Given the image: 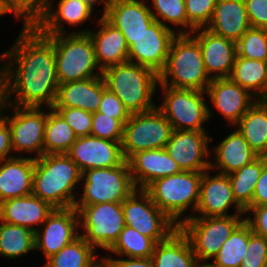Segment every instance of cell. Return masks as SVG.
Wrapping results in <instances>:
<instances>
[{"instance_id":"7402d4cb","label":"cell","mask_w":267,"mask_h":267,"mask_svg":"<svg viewBox=\"0 0 267 267\" xmlns=\"http://www.w3.org/2000/svg\"><path fill=\"white\" fill-rule=\"evenodd\" d=\"M104 17L122 32L128 46L155 21L146 0H110Z\"/></svg>"},{"instance_id":"ac0fdd59","label":"cell","mask_w":267,"mask_h":267,"mask_svg":"<svg viewBox=\"0 0 267 267\" xmlns=\"http://www.w3.org/2000/svg\"><path fill=\"white\" fill-rule=\"evenodd\" d=\"M66 154L81 172L94 168L116 167L126 160L120 142L92 135L77 137Z\"/></svg>"},{"instance_id":"f5cc1de1","label":"cell","mask_w":267,"mask_h":267,"mask_svg":"<svg viewBox=\"0 0 267 267\" xmlns=\"http://www.w3.org/2000/svg\"><path fill=\"white\" fill-rule=\"evenodd\" d=\"M82 1L87 3L93 9L98 4L103 5V9H102L103 11H102V14H100V16H104L105 15V13H106V11L108 9L109 3H110V0H82Z\"/></svg>"},{"instance_id":"44dd1931","label":"cell","mask_w":267,"mask_h":267,"mask_svg":"<svg viewBox=\"0 0 267 267\" xmlns=\"http://www.w3.org/2000/svg\"><path fill=\"white\" fill-rule=\"evenodd\" d=\"M95 29H75L68 33H88L95 49L98 66L103 71L107 67L128 61L129 46L122 32L112 25L104 16L96 17Z\"/></svg>"},{"instance_id":"8fae6325","label":"cell","mask_w":267,"mask_h":267,"mask_svg":"<svg viewBox=\"0 0 267 267\" xmlns=\"http://www.w3.org/2000/svg\"><path fill=\"white\" fill-rule=\"evenodd\" d=\"M79 214L80 235L96 250L107 252L126 226L122 202L74 206ZM82 232V233H81Z\"/></svg>"},{"instance_id":"c3c4849f","label":"cell","mask_w":267,"mask_h":267,"mask_svg":"<svg viewBox=\"0 0 267 267\" xmlns=\"http://www.w3.org/2000/svg\"><path fill=\"white\" fill-rule=\"evenodd\" d=\"M251 27L267 29V0H244Z\"/></svg>"},{"instance_id":"f35d334b","label":"cell","mask_w":267,"mask_h":267,"mask_svg":"<svg viewBox=\"0 0 267 267\" xmlns=\"http://www.w3.org/2000/svg\"><path fill=\"white\" fill-rule=\"evenodd\" d=\"M155 21L177 34H191L195 29L187 20L185 0H146ZM169 24V25H168ZM170 25L177 27L175 30Z\"/></svg>"},{"instance_id":"816d5d0a","label":"cell","mask_w":267,"mask_h":267,"mask_svg":"<svg viewBox=\"0 0 267 267\" xmlns=\"http://www.w3.org/2000/svg\"><path fill=\"white\" fill-rule=\"evenodd\" d=\"M260 205H267V162L263 165L253 193L252 203L249 206Z\"/></svg>"},{"instance_id":"603a6c76","label":"cell","mask_w":267,"mask_h":267,"mask_svg":"<svg viewBox=\"0 0 267 267\" xmlns=\"http://www.w3.org/2000/svg\"><path fill=\"white\" fill-rule=\"evenodd\" d=\"M55 1L49 0L46 14L35 26L45 36L65 34L68 30L64 24L74 29L92 19L95 9L82 0H59L56 6Z\"/></svg>"},{"instance_id":"5b68a950","label":"cell","mask_w":267,"mask_h":267,"mask_svg":"<svg viewBox=\"0 0 267 267\" xmlns=\"http://www.w3.org/2000/svg\"><path fill=\"white\" fill-rule=\"evenodd\" d=\"M202 175L203 172L181 171L154 180L144 190L157 207L179 226L196 212ZM190 209L192 215H184Z\"/></svg>"},{"instance_id":"7a4b0ae2","label":"cell","mask_w":267,"mask_h":267,"mask_svg":"<svg viewBox=\"0 0 267 267\" xmlns=\"http://www.w3.org/2000/svg\"><path fill=\"white\" fill-rule=\"evenodd\" d=\"M81 176L82 172L67 154H44L35 158L32 194L54 208L74 207Z\"/></svg>"},{"instance_id":"d4e9b609","label":"cell","mask_w":267,"mask_h":267,"mask_svg":"<svg viewBox=\"0 0 267 267\" xmlns=\"http://www.w3.org/2000/svg\"><path fill=\"white\" fill-rule=\"evenodd\" d=\"M106 88L102 76L59 84L52 108L74 107L95 113Z\"/></svg>"},{"instance_id":"f907efd6","label":"cell","mask_w":267,"mask_h":267,"mask_svg":"<svg viewBox=\"0 0 267 267\" xmlns=\"http://www.w3.org/2000/svg\"><path fill=\"white\" fill-rule=\"evenodd\" d=\"M13 157L11 131L8 122L0 115V161Z\"/></svg>"},{"instance_id":"9c48e42d","label":"cell","mask_w":267,"mask_h":267,"mask_svg":"<svg viewBox=\"0 0 267 267\" xmlns=\"http://www.w3.org/2000/svg\"><path fill=\"white\" fill-rule=\"evenodd\" d=\"M81 183L82 194L74 206L122 202L136 189L127 160L116 167L84 170Z\"/></svg>"},{"instance_id":"e575fe53","label":"cell","mask_w":267,"mask_h":267,"mask_svg":"<svg viewBox=\"0 0 267 267\" xmlns=\"http://www.w3.org/2000/svg\"><path fill=\"white\" fill-rule=\"evenodd\" d=\"M266 162L267 157L258 156L251 163L228 174L234 199L244 210L252 203L256 183Z\"/></svg>"},{"instance_id":"b9f144b4","label":"cell","mask_w":267,"mask_h":267,"mask_svg":"<svg viewBox=\"0 0 267 267\" xmlns=\"http://www.w3.org/2000/svg\"><path fill=\"white\" fill-rule=\"evenodd\" d=\"M124 124L98 111L92 113V129L90 135L111 141L122 142Z\"/></svg>"},{"instance_id":"9a60e30c","label":"cell","mask_w":267,"mask_h":267,"mask_svg":"<svg viewBox=\"0 0 267 267\" xmlns=\"http://www.w3.org/2000/svg\"><path fill=\"white\" fill-rule=\"evenodd\" d=\"M212 141L207 131L173 130L165 149L181 171L204 172L210 169Z\"/></svg>"},{"instance_id":"f546056e","label":"cell","mask_w":267,"mask_h":267,"mask_svg":"<svg viewBox=\"0 0 267 267\" xmlns=\"http://www.w3.org/2000/svg\"><path fill=\"white\" fill-rule=\"evenodd\" d=\"M155 267H199L188 238L178 228L158 242L151 257Z\"/></svg>"},{"instance_id":"ba28073f","label":"cell","mask_w":267,"mask_h":267,"mask_svg":"<svg viewBox=\"0 0 267 267\" xmlns=\"http://www.w3.org/2000/svg\"><path fill=\"white\" fill-rule=\"evenodd\" d=\"M244 220L243 215L189 217L178 228L188 238L198 263L208 265Z\"/></svg>"},{"instance_id":"4316f807","label":"cell","mask_w":267,"mask_h":267,"mask_svg":"<svg viewBox=\"0 0 267 267\" xmlns=\"http://www.w3.org/2000/svg\"><path fill=\"white\" fill-rule=\"evenodd\" d=\"M234 131L228 133L223 140L212 147L210 154L214 159L210 169L222 174H230L244 165L251 163L258 155L251 149L242 134L233 126Z\"/></svg>"},{"instance_id":"f6af8a7d","label":"cell","mask_w":267,"mask_h":267,"mask_svg":"<svg viewBox=\"0 0 267 267\" xmlns=\"http://www.w3.org/2000/svg\"><path fill=\"white\" fill-rule=\"evenodd\" d=\"M240 267H267V239L252 233Z\"/></svg>"},{"instance_id":"8d00e7d4","label":"cell","mask_w":267,"mask_h":267,"mask_svg":"<svg viewBox=\"0 0 267 267\" xmlns=\"http://www.w3.org/2000/svg\"><path fill=\"white\" fill-rule=\"evenodd\" d=\"M250 225L244 220L223 243L218 254L208 267H240L252 234Z\"/></svg>"},{"instance_id":"1f68e13d","label":"cell","mask_w":267,"mask_h":267,"mask_svg":"<svg viewBox=\"0 0 267 267\" xmlns=\"http://www.w3.org/2000/svg\"><path fill=\"white\" fill-rule=\"evenodd\" d=\"M229 78L245 88L257 100H267L266 62L236 56Z\"/></svg>"},{"instance_id":"60d3db41","label":"cell","mask_w":267,"mask_h":267,"mask_svg":"<svg viewBox=\"0 0 267 267\" xmlns=\"http://www.w3.org/2000/svg\"><path fill=\"white\" fill-rule=\"evenodd\" d=\"M237 43V56L267 61V29L249 28Z\"/></svg>"},{"instance_id":"d6986e66","label":"cell","mask_w":267,"mask_h":267,"mask_svg":"<svg viewBox=\"0 0 267 267\" xmlns=\"http://www.w3.org/2000/svg\"><path fill=\"white\" fill-rule=\"evenodd\" d=\"M191 35L200 45L204 67L210 79L229 78L237 56V43L213 34L206 28L196 29Z\"/></svg>"},{"instance_id":"3957f363","label":"cell","mask_w":267,"mask_h":267,"mask_svg":"<svg viewBox=\"0 0 267 267\" xmlns=\"http://www.w3.org/2000/svg\"><path fill=\"white\" fill-rule=\"evenodd\" d=\"M106 87L122 101L130 114L144 113L156 108L154 96L159 83L152 69L126 61L102 71Z\"/></svg>"},{"instance_id":"277c9868","label":"cell","mask_w":267,"mask_h":267,"mask_svg":"<svg viewBox=\"0 0 267 267\" xmlns=\"http://www.w3.org/2000/svg\"><path fill=\"white\" fill-rule=\"evenodd\" d=\"M159 83L175 89L205 91L211 83L198 41L191 34H177L170 45Z\"/></svg>"},{"instance_id":"83f0119b","label":"cell","mask_w":267,"mask_h":267,"mask_svg":"<svg viewBox=\"0 0 267 267\" xmlns=\"http://www.w3.org/2000/svg\"><path fill=\"white\" fill-rule=\"evenodd\" d=\"M35 159L15 156L0 161V203L32 194Z\"/></svg>"},{"instance_id":"6da1fadb","label":"cell","mask_w":267,"mask_h":267,"mask_svg":"<svg viewBox=\"0 0 267 267\" xmlns=\"http://www.w3.org/2000/svg\"><path fill=\"white\" fill-rule=\"evenodd\" d=\"M21 28L13 45L0 54L2 102L52 108L59 86L54 45L35 27Z\"/></svg>"},{"instance_id":"2e32d148","label":"cell","mask_w":267,"mask_h":267,"mask_svg":"<svg viewBox=\"0 0 267 267\" xmlns=\"http://www.w3.org/2000/svg\"><path fill=\"white\" fill-rule=\"evenodd\" d=\"M213 172L208 169L203 172L200 181L199 202L193 217H216L231 215H246L245 210L236 202L227 174ZM234 212H229L230 208Z\"/></svg>"},{"instance_id":"ffe728a7","label":"cell","mask_w":267,"mask_h":267,"mask_svg":"<svg viewBox=\"0 0 267 267\" xmlns=\"http://www.w3.org/2000/svg\"><path fill=\"white\" fill-rule=\"evenodd\" d=\"M206 93L207 101L232 127L257 100L230 78L212 79Z\"/></svg>"},{"instance_id":"7dc6e473","label":"cell","mask_w":267,"mask_h":267,"mask_svg":"<svg viewBox=\"0 0 267 267\" xmlns=\"http://www.w3.org/2000/svg\"><path fill=\"white\" fill-rule=\"evenodd\" d=\"M245 213H248L244 217L252 232L267 239V205L248 206Z\"/></svg>"},{"instance_id":"cb8c5ba5","label":"cell","mask_w":267,"mask_h":267,"mask_svg":"<svg viewBox=\"0 0 267 267\" xmlns=\"http://www.w3.org/2000/svg\"><path fill=\"white\" fill-rule=\"evenodd\" d=\"M127 161L136 189H145L156 179L181 172L165 148L137 152Z\"/></svg>"},{"instance_id":"11a10c76","label":"cell","mask_w":267,"mask_h":267,"mask_svg":"<svg viewBox=\"0 0 267 267\" xmlns=\"http://www.w3.org/2000/svg\"><path fill=\"white\" fill-rule=\"evenodd\" d=\"M2 103V75H1V68H0V105Z\"/></svg>"},{"instance_id":"ee69618b","label":"cell","mask_w":267,"mask_h":267,"mask_svg":"<svg viewBox=\"0 0 267 267\" xmlns=\"http://www.w3.org/2000/svg\"><path fill=\"white\" fill-rule=\"evenodd\" d=\"M73 129L77 137L90 135L92 129V113L80 108H53Z\"/></svg>"},{"instance_id":"484cf974","label":"cell","mask_w":267,"mask_h":267,"mask_svg":"<svg viewBox=\"0 0 267 267\" xmlns=\"http://www.w3.org/2000/svg\"><path fill=\"white\" fill-rule=\"evenodd\" d=\"M54 209L47 201L30 194L0 203V220L36 232Z\"/></svg>"},{"instance_id":"4dcf8cb0","label":"cell","mask_w":267,"mask_h":267,"mask_svg":"<svg viewBox=\"0 0 267 267\" xmlns=\"http://www.w3.org/2000/svg\"><path fill=\"white\" fill-rule=\"evenodd\" d=\"M234 126L258 156L267 157V100H256Z\"/></svg>"},{"instance_id":"9f6ffc18","label":"cell","mask_w":267,"mask_h":267,"mask_svg":"<svg viewBox=\"0 0 267 267\" xmlns=\"http://www.w3.org/2000/svg\"><path fill=\"white\" fill-rule=\"evenodd\" d=\"M199 267H208L207 265H200Z\"/></svg>"},{"instance_id":"7c38bea8","label":"cell","mask_w":267,"mask_h":267,"mask_svg":"<svg viewBox=\"0 0 267 267\" xmlns=\"http://www.w3.org/2000/svg\"><path fill=\"white\" fill-rule=\"evenodd\" d=\"M173 127L157 109L131 114L124 124L122 152L128 160L133 154L151 149L165 148Z\"/></svg>"},{"instance_id":"f1b7e54d","label":"cell","mask_w":267,"mask_h":267,"mask_svg":"<svg viewBox=\"0 0 267 267\" xmlns=\"http://www.w3.org/2000/svg\"><path fill=\"white\" fill-rule=\"evenodd\" d=\"M251 28L244 0H216L207 25L213 34L237 42Z\"/></svg>"},{"instance_id":"ab89813d","label":"cell","mask_w":267,"mask_h":267,"mask_svg":"<svg viewBox=\"0 0 267 267\" xmlns=\"http://www.w3.org/2000/svg\"><path fill=\"white\" fill-rule=\"evenodd\" d=\"M7 14L22 20V27H35L46 14L49 0H2Z\"/></svg>"},{"instance_id":"db71d44e","label":"cell","mask_w":267,"mask_h":267,"mask_svg":"<svg viewBox=\"0 0 267 267\" xmlns=\"http://www.w3.org/2000/svg\"><path fill=\"white\" fill-rule=\"evenodd\" d=\"M3 15H7V13L4 9L2 0H0V17H2Z\"/></svg>"},{"instance_id":"8992f818","label":"cell","mask_w":267,"mask_h":267,"mask_svg":"<svg viewBox=\"0 0 267 267\" xmlns=\"http://www.w3.org/2000/svg\"><path fill=\"white\" fill-rule=\"evenodd\" d=\"M54 45L58 83L102 76L88 33L46 36Z\"/></svg>"},{"instance_id":"52a82bcc","label":"cell","mask_w":267,"mask_h":267,"mask_svg":"<svg viewBox=\"0 0 267 267\" xmlns=\"http://www.w3.org/2000/svg\"><path fill=\"white\" fill-rule=\"evenodd\" d=\"M159 88L163 100L156 108L168 119L173 130L206 131L204 125L210 121L214 111L204 99L208 98L205 91L175 89L162 84H158Z\"/></svg>"},{"instance_id":"5bb4252c","label":"cell","mask_w":267,"mask_h":267,"mask_svg":"<svg viewBox=\"0 0 267 267\" xmlns=\"http://www.w3.org/2000/svg\"><path fill=\"white\" fill-rule=\"evenodd\" d=\"M79 214L74 208H55L35 232V251L45 261L80 236Z\"/></svg>"},{"instance_id":"74e56055","label":"cell","mask_w":267,"mask_h":267,"mask_svg":"<svg viewBox=\"0 0 267 267\" xmlns=\"http://www.w3.org/2000/svg\"><path fill=\"white\" fill-rule=\"evenodd\" d=\"M156 242L137 230L125 226L120 232L118 239L107 251V256L130 257V258H149L152 257Z\"/></svg>"},{"instance_id":"836d02e7","label":"cell","mask_w":267,"mask_h":267,"mask_svg":"<svg viewBox=\"0 0 267 267\" xmlns=\"http://www.w3.org/2000/svg\"><path fill=\"white\" fill-rule=\"evenodd\" d=\"M30 251L35 252V232L0 220V256L16 260Z\"/></svg>"},{"instance_id":"bcb514c9","label":"cell","mask_w":267,"mask_h":267,"mask_svg":"<svg viewBox=\"0 0 267 267\" xmlns=\"http://www.w3.org/2000/svg\"><path fill=\"white\" fill-rule=\"evenodd\" d=\"M98 112L112 116L113 118L120 120L123 124L126 123L131 115L117 95L111 92L108 88L102 93Z\"/></svg>"},{"instance_id":"d590c367","label":"cell","mask_w":267,"mask_h":267,"mask_svg":"<svg viewBox=\"0 0 267 267\" xmlns=\"http://www.w3.org/2000/svg\"><path fill=\"white\" fill-rule=\"evenodd\" d=\"M77 136L65 119L53 108H47L44 131V154H66Z\"/></svg>"},{"instance_id":"30bf717a","label":"cell","mask_w":267,"mask_h":267,"mask_svg":"<svg viewBox=\"0 0 267 267\" xmlns=\"http://www.w3.org/2000/svg\"><path fill=\"white\" fill-rule=\"evenodd\" d=\"M9 108L12 113L8 115ZM0 115L8 122L14 156L18 153L17 156L22 157L26 153L23 156L31 154L30 157L35 159L44 155L46 108L19 107L2 102Z\"/></svg>"},{"instance_id":"4fadbf2b","label":"cell","mask_w":267,"mask_h":267,"mask_svg":"<svg viewBox=\"0 0 267 267\" xmlns=\"http://www.w3.org/2000/svg\"><path fill=\"white\" fill-rule=\"evenodd\" d=\"M125 224L156 243L166 240L178 225L151 200L144 189H135L122 201Z\"/></svg>"},{"instance_id":"7bdbcfd3","label":"cell","mask_w":267,"mask_h":267,"mask_svg":"<svg viewBox=\"0 0 267 267\" xmlns=\"http://www.w3.org/2000/svg\"><path fill=\"white\" fill-rule=\"evenodd\" d=\"M216 0H185L187 20L196 30L206 28L209 24Z\"/></svg>"},{"instance_id":"e0dca14e","label":"cell","mask_w":267,"mask_h":267,"mask_svg":"<svg viewBox=\"0 0 267 267\" xmlns=\"http://www.w3.org/2000/svg\"><path fill=\"white\" fill-rule=\"evenodd\" d=\"M177 33L154 21L134 39L128 49V61L148 67L159 74L165 67L169 49Z\"/></svg>"},{"instance_id":"681fc988","label":"cell","mask_w":267,"mask_h":267,"mask_svg":"<svg viewBox=\"0 0 267 267\" xmlns=\"http://www.w3.org/2000/svg\"><path fill=\"white\" fill-rule=\"evenodd\" d=\"M104 267H155L149 258H130V257H101Z\"/></svg>"},{"instance_id":"d6a6232c","label":"cell","mask_w":267,"mask_h":267,"mask_svg":"<svg viewBox=\"0 0 267 267\" xmlns=\"http://www.w3.org/2000/svg\"><path fill=\"white\" fill-rule=\"evenodd\" d=\"M81 235L48 258L43 267H101L102 258Z\"/></svg>"}]
</instances>
